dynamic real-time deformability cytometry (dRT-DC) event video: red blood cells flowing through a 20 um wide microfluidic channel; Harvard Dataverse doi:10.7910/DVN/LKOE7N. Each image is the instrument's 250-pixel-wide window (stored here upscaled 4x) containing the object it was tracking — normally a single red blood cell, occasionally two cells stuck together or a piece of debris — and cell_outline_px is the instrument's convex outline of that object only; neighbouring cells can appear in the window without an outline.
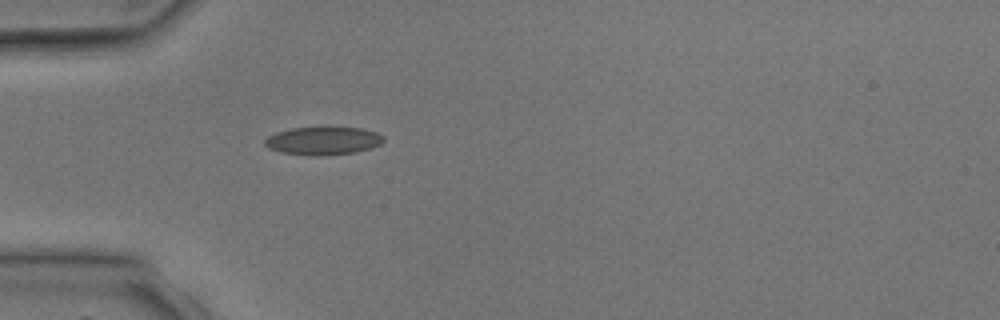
{"species": "common noctule bat (a hibernating species)", "species_latin": "Nyctalus noctula", "temperature_condition": "room temperature", "stored_images_in_passage": 2, "camera_frame_rate_fps": 3000, "um_per_image_px": 0.085, "animal": {"sex": "male", "body_mass_g": 17.9, "forearm_length_mm": 54.2}, "frame": {"image": 1, "passage_image": 2, "time_ms": 1.333, "image_size_px": [1000, 320], "cell_outline_px": [[384, 140], [380, 144], [372, 148], [356, 152], [320, 156], [316, 156], [280, 152], [268, 148], [264, 144], [264, 140], [268, 136], [276, 132], [292, 128], [328, 124], [364, 128], [376, 132], [384, 136]], "centroid_in_image_um": [27.49, 11.91], "position_along_channel_um": 57.5, "area_um2": 20.4}}